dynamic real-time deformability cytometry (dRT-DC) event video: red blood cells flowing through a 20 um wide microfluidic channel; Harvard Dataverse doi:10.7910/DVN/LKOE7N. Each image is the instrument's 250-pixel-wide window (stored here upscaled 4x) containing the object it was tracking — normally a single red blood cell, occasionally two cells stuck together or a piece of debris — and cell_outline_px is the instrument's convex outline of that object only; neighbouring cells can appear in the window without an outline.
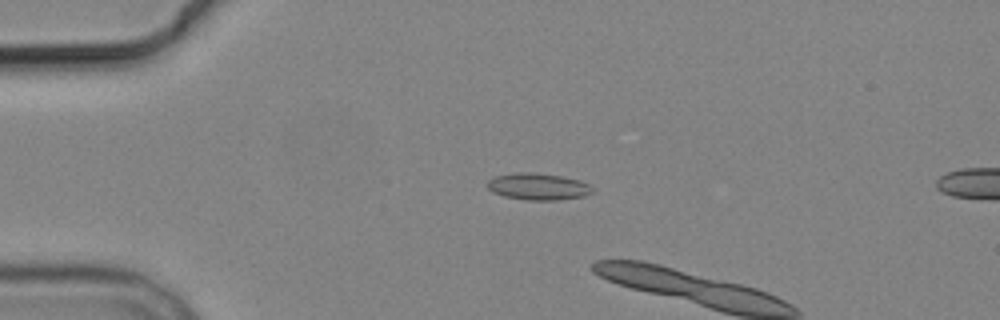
{"species": "common noctule bat (a hibernating species)", "species_latin": "Nyctalus noctula", "temperature_condition": "cold", "stored_images_in_passage": 4, "camera_frame_rate_fps": 3000, "um_per_image_px": 0.085, "animal": {"sex": "male", "body_mass_g": 19.2, "forearm_length_mm": 51.8}, "frame": {"image": 1, "passage_image": 3, "time_ms": 2.333, "image_size_px": [1000, 320], "cell_outline_px": [[596, 192], [584, 196], [556, 200], [528, 200], [504, 196], [492, 192], [488, 188], [488, 180], [496, 176], [516, 172], [532, 172], [560, 176], [580, 180], [588, 184]], "centroid_in_image_um": [45.75, 15.86], "position_along_channel_um": 39.2, "area_um2": 16.36}}